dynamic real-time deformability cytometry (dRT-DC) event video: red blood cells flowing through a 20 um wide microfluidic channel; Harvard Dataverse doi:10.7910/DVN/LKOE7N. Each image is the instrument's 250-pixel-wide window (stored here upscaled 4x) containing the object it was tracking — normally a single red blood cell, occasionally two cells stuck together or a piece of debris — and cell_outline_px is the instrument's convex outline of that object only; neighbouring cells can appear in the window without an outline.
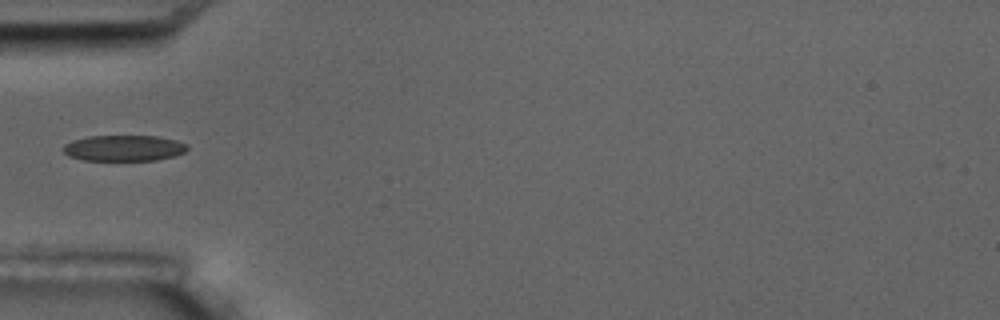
{"species": "common noctule bat (a hibernating species)", "species_latin": "Nyctalus noctula", "temperature_condition": "room temperature", "stored_images_in_passage": 17, "camera_frame_rate_fps": 3000, "um_per_image_px": 0.085, "animal": {"sex": "male", "body_mass_g": 17.5, "forearm_length_mm": 52.3}, "frame": {"image": 1, "passage_image": 6, "time_ms": 5.667, "image_size_px": [1000, 320], "cell_outline_px": [[188, 148], [184, 152], [172, 156], [156, 160], [84, 160], [68, 156], [64, 152], [64, 144], [72, 140], [88, 136], [156, 136], [176, 140], [188, 144]], "centroid_in_image_um": [10.52, 12.58], "position_along_channel_um": 74.5, "area_um2": 18.67}}
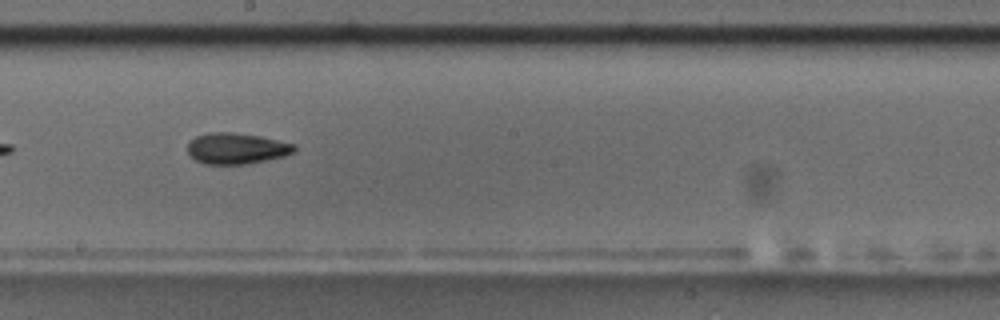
{"frame": {"image": 2, "passage_image": 10, "time_ms": 10.0, "image_size_px": [1000, 320], "cell_outline_px": [[296, 148], [292, 152], [284, 156], [248, 164], [204, 164], [188, 156], [188, 144], [196, 136], [208, 132], [232, 132], [260, 136], [296, 144]], "centroid_in_image_um": [20.09, 12.62], "position_along_channel_um": 228.1, "area_um2": 19.36}}
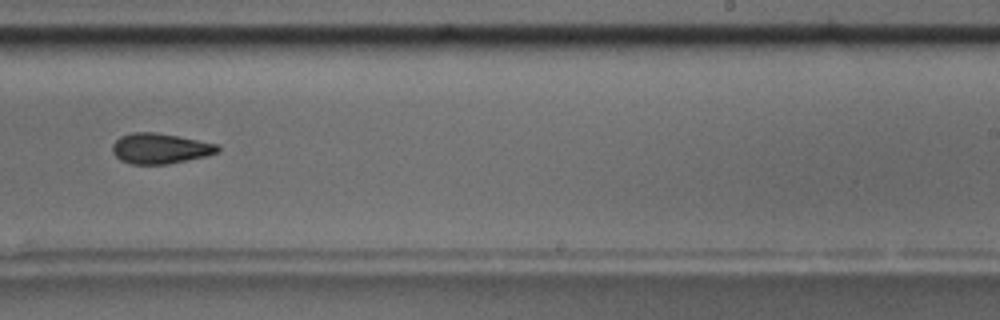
{"frame": {"image": 3, "passage_image": 11, "time_ms": 11.333, "image_size_px": [1000, 320], "cell_outline_px": [[220, 148], [216, 152], [208, 156], [168, 164], [132, 164], [120, 160], [112, 152], [112, 144], [120, 136], [132, 132], [156, 132], [216, 144]], "centroid_in_image_um": [13.57, 12.62], "position_along_channel_um": 275.4, "area_um2": 18.55}, "authors_computed_cell_mechanics": {"area_um2": 19.363, "velocity_mm_per_s": 3.5534, "shape_relaxation_time_tau1_ms": 3.6927, "shape_relaxation_time_tau2_ms": 4.5217, "deformation_change_tau1": 0.1258, "deformation_change_tau2": 0.116}}